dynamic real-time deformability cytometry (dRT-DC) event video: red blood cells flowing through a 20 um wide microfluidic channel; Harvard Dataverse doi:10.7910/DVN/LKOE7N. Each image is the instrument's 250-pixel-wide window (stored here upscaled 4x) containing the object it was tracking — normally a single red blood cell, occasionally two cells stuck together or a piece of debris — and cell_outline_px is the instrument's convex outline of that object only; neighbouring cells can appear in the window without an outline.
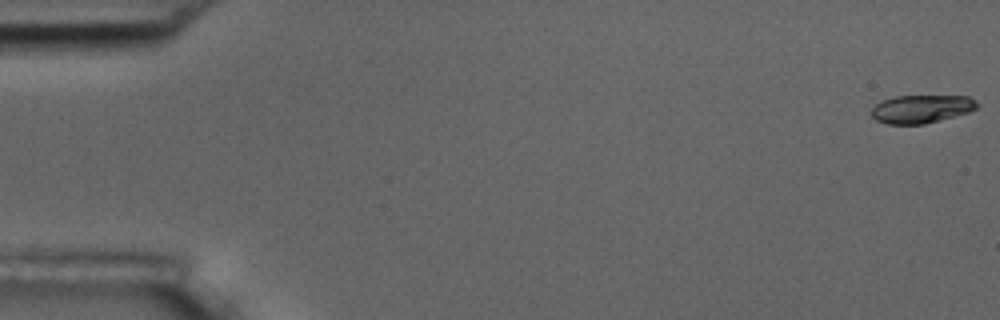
{"species": "common noctule bat (a hibernating species)", "species_latin": "Nyctalus noctula", "temperature_condition": "room temperature", "stored_images_in_passage": 56, "camera_frame_rate_fps": 3000, "um_per_image_px": 0.085, "animal": {"sex": "male", "body_mass_g": 17.5, "forearm_length_mm": 52.3}, "frame": {"image": 1, "passage_image": 1, "time_ms": 0.0, "image_size_px": [1000, 320], "cell_outline_px": [[980, 104], [976, 108], [968, 112], [924, 124], [888, 124], [876, 120], [872, 116], [872, 108], [876, 104], [884, 100], [896, 96], [968, 96]], "centroid_in_image_um": [78.32, 9.26], "position_along_channel_um": 6.7, "area_um2": 17.11}}
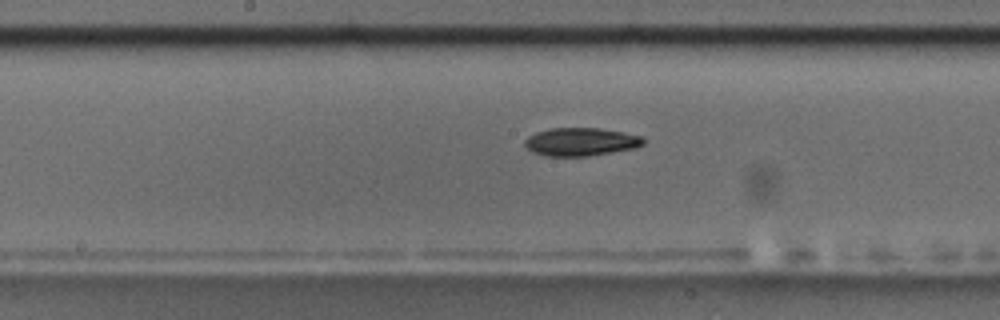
{"frame": {"image": 2, "passage_image": 29, "time_ms": 9.333, "image_size_px": [1000, 320], "cell_outline_px": [[644, 144], [636, 148], [588, 156], [544, 156], [532, 152], [524, 144], [524, 140], [528, 136], [536, 132], [548, 128], [600, 128], [624, 132], [644, 136]], "centroid_in_image_um": [49.38, 12.05], "position_along_channel_um": 198.8, "area_um2": 19.65}}
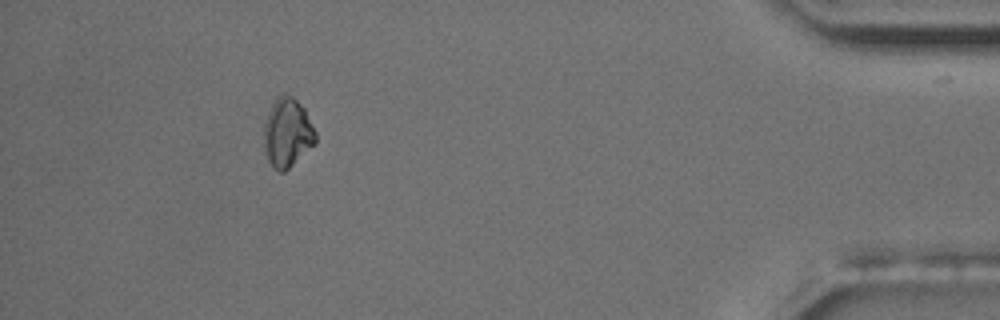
{"frame": {"image": 3, "passage_image": 51, "time_ms": 16.667, "image_size_px": [1000, 320], "cell_outline_px": [[316, 144], [284, 172], [280, 172], [272, 168], [264, 152], [264, 124], [268, 112], [276, 96], [284, 92], [292, 96], [304, 108], [316, 132]], "centroid_in_image_um": [24.42, 11.29], "position_along_channel_um": 410.8, "area_um2": 21.04}}